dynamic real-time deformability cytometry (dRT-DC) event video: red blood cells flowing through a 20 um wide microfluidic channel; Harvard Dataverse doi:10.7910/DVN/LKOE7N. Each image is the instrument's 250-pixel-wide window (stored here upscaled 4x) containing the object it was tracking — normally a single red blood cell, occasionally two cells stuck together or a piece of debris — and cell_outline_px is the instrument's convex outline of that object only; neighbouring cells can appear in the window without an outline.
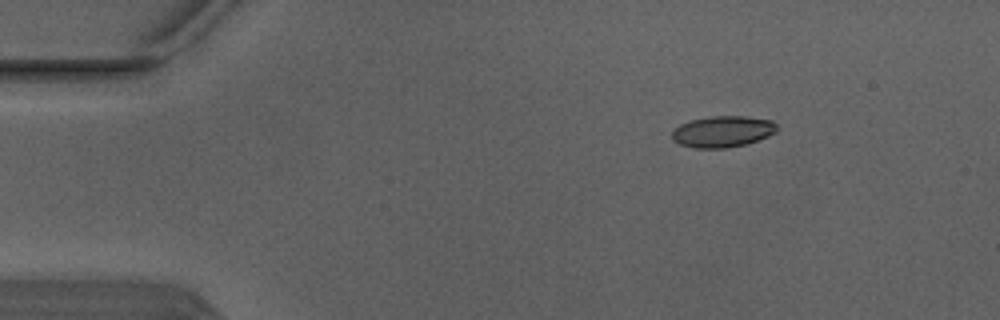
{"species": "Egyptian fruit bat (a non-hibernating species)", "species_latin": "Rousettus aegyptiacus", "temperature_condition": "warm", "stored_images_in_passage": 4, "camera_frame_rate_fps": 3000, "um_per_image_px": 0.085, "animal": {"sex": "male"}, "frame": {"image": 1, "passage_image": 4, "time_ms": 1.0, "image_size_px": [1000, 320], "cell_outline_px": [[780, 128], [776, 132], [768, 136], [744, 144], [724, 148], [696, 148], [680, 144], [672, 140], [672, 132], [680, 124], [692, 120], [712, 116], [744, 116], [772, 120]], "centroid_in_image_um": [61.44, 11.17], "position_along_channel_um": 23.6, "area_um2": 19.02}}